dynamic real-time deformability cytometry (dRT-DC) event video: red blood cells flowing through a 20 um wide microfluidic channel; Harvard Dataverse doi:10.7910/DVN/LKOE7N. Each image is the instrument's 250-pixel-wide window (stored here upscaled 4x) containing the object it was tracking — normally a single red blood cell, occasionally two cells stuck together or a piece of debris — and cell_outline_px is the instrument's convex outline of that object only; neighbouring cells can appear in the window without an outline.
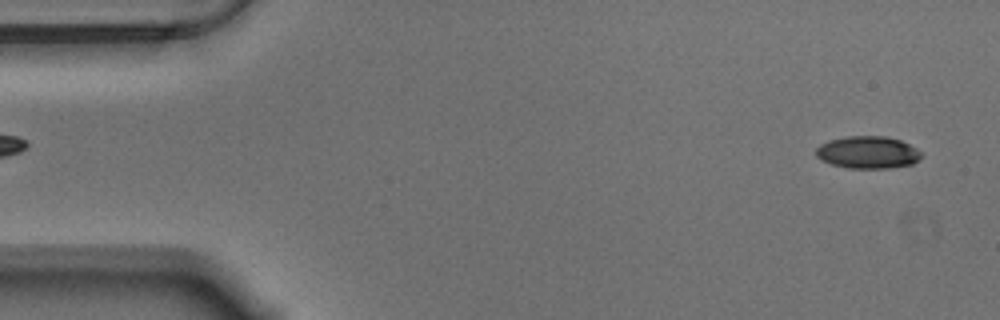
{"species": "Egyptian fruit bat (a non-hibernating species)", "species_latin": "Rousettus aegyptiacus", "temperature_condition": "warm", "stored_images_in_passage": 56, "camera_frame_rate_fps": 3000, "um_per_image_px": 0.085, "animal": {"sex": "male"}, "frame": {"image": 1, "passage_image": 2, "time_ms": 0.333, "image_size_px": [1000, 320], "cell_outline_px": [[924, 152], [920, 160], [912, 164], [888, 168], [848, 168], [832, 164], [820, 160], [816, 156], [816, 148], [820, 144], [828, 140], [848, 136], [884, 136], [900, 140]], "centroid_in_image_um": [73.77, 12.95], "position_along_channel_um": 11.2, "area_um2": 20.0}}
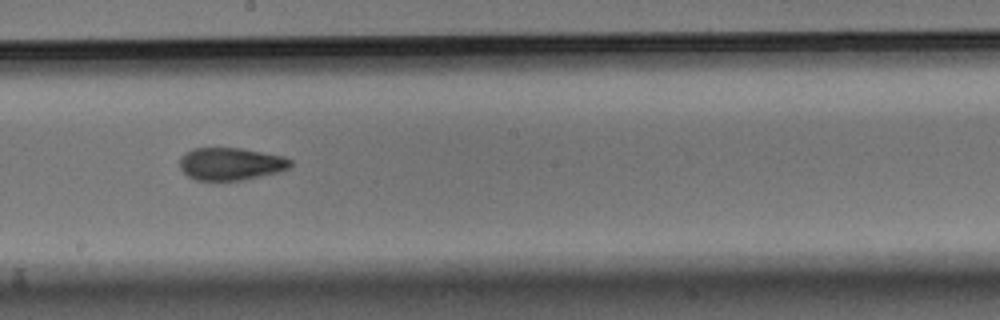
{"frame": {"image": 2, "passage_image": 30, "time_ms": 9.667, "image_size_px": [1000, 320], "cell_outline_px": [[292, 164], [288, 168], [280, 172], [240, 180], [196, 180], [188, 176], [180, 168], [180, 156], [184, 152], [192, 148], [240, 148], [284, 156], [292, 160]], "centroid_in_image_um": [19.6, 13.92], "position_along_channel_um": 228.6, "area_um2": 21.04}}
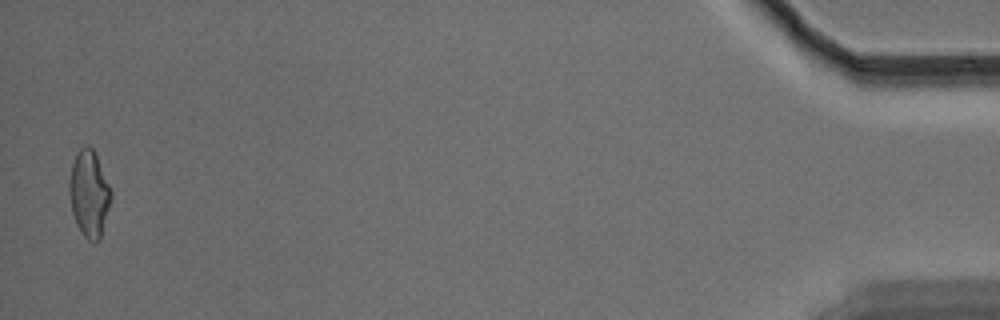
{"frame": {"image": 3, "passage_image": 55, "time_ms": 18.0, "image_size_px": [1000, 320], "cell_outline_px": [[112, 196], [100, 240], [88, 240], [84, 236], [76, 224], [72, 212], [68, 192], [68, 180], [72, 164], [76, 152], [84, 144], [88, 144], [96, 152], [112, 192]], "centroid_in_image_um": [7.56, 16.41], "position_along_channel_um": 427.6, "area_um2": 21.33}, "authors_computed_cell_mechanics": {"area_um2": 20.7502, "velocity_mm_per_s": 3.5321, "shape_relaxation_time_tau1_ms": 7.3498, "shape_relaxation_time_tau2_ms": 1.9399, "deformation_change_tau1": 0.1881, "deformation_change_tau2": 0.0765}}